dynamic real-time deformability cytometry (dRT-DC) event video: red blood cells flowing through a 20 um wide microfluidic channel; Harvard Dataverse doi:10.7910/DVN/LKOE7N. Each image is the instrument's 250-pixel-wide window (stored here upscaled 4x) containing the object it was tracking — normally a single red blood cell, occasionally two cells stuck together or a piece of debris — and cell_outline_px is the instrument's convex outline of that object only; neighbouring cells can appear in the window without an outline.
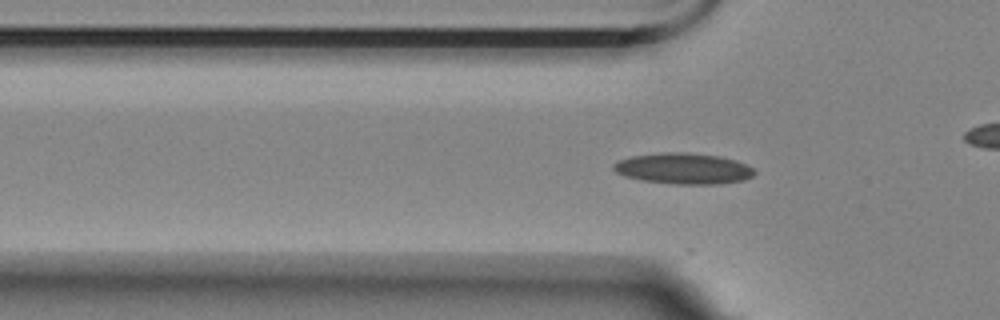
{"species": "Egyptian fruit bat (a non-hibernating species)", "species_latin": "Rousettus aegyptiacus", "temperature_condition": "room temperature", "stored_images_in_passage": 57, "camera_frame_rate_fps": 3000, "um_per_image_px": 0.085, "animal": {"sex": "female"}, "frame": {"image": 1, "passage_image": 17, "time_ms": 5.333, "image_size_px": [1000, 320], "cell_outline_px": [[756, 172], [752, 176], [744, 180], [720, 184], [672, 184], [640, 180], [624, 176], [616, 172], [612, 168], [612, 164], [616, 160], [632, 156], [660, 152], [688, 152], [720, 156], [736, 160], [752, 168]], "centroid_in_image_um": [58.05, 14.32], "position_along_channel_um": 67.7, "area_um2": 25.72}}
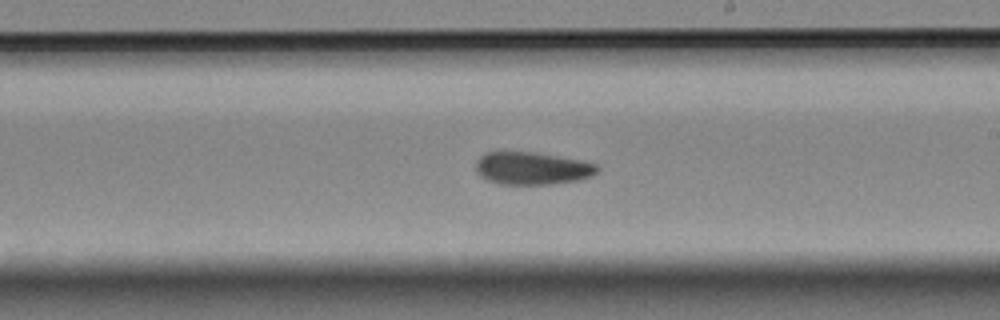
{"frame": {"image": 2, "passage_image": 32, "time_ms": 10.333, "image_size_px": [1000, 320], "cell_outline_px": [[600, 168], [592, 176], [580, 180], [552, 184], [500, 184], [488, 180], [480, 176], [476, 172], [476, 160], [484, 152], [536, 152], [580, 160], [596, 164]], "centroid_in_image_um": [45.22, 14.3], "position_along_channel_um": 243.8, "area_um2": 23.18}}
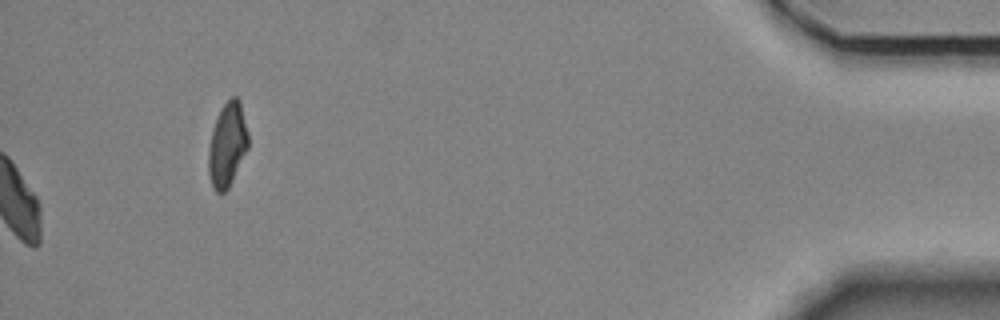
{"frame": {"image": 3, "passage_image": 57, "time_ms": 18.667, "image_size_px": [1000, 320], "cell_outline_px": [[248, 148], [228, 188], [224, 192], [216, 192], [212, 188], [208, 172], [208, 148], [212, 132], [216, 120], [224, 104], [232, 96], [236, 96], [240, 100], [248, 132]], "centroid_in_image_um": [19.32, 12.32], "position_along_channel_um": 415.9, "area_um2": 19.31}, "authors_computed_cell_mechanics": {"area_um2": 22.9466, "velocity_mm_per_s": 3.5049, "shape_relaxation_time_tau1_ms": null, "shape_relaxation_time_tau2_ms": 11.1906, "deformation_change_tau1": null, "deformation_change_tau2": 0.1649}}